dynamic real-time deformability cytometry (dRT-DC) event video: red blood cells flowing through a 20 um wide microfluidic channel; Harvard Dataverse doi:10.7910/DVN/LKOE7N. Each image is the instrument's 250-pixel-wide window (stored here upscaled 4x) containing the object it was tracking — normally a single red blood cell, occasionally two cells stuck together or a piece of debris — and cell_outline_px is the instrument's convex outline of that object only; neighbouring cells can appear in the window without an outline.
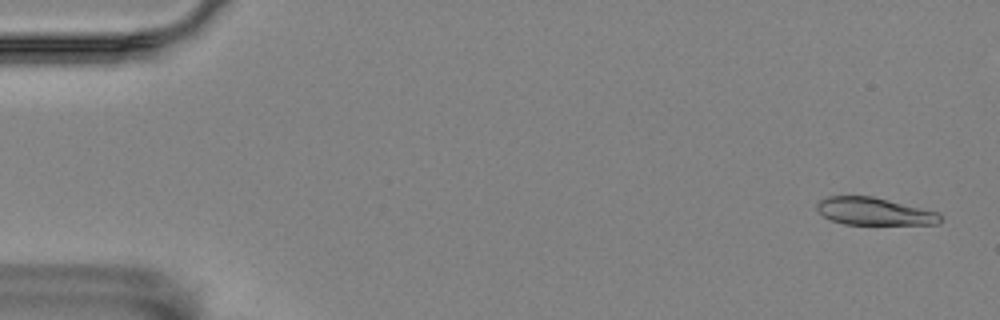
{"species": "Egyptian fruit bat (a non-hibernating species)", "species_latin": "Rousettus aegyptiacus", "temperature_condition": "room temperature", "stored_images_in_passage": 56, "camera_frame_rate_fps": 3000, "um_per_image_px": 0.085, "animal": {"sex": "female"}, "frame": {"image": 1, "passage_image": 2, "time_ms": 0.333, "image_size_px": [1000, 320], "cell_outline_px": [[940, 224], [844, 224], [832, 220], [824, 216], [816, 208], [816, 204], [820, 200], [828, 196], [872, 196], [940, 212]], "centroid_in_image_um": [74.32, 17.96], "position_along_channel_um": 10.7, "area_um2": 19.65}}
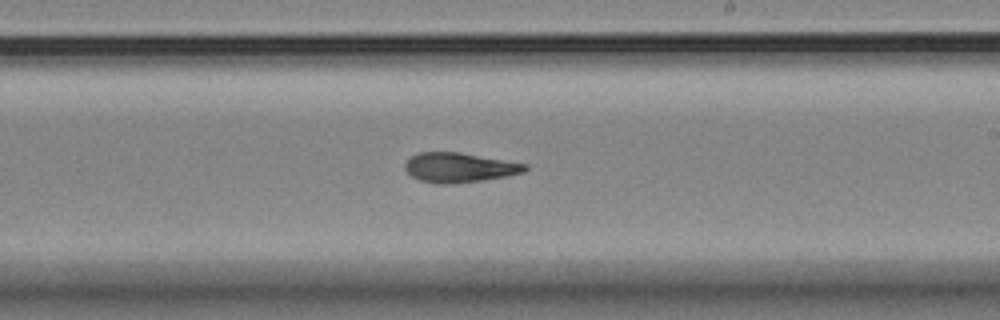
{"frame": {"image": 2, "passage_image": 33, "time_ms": 10.667, "image_size_px": [1000, 320], "cell_outline_px": [[528, 168], [524, 172], [484, 180], [452, 184], [436, 184], [420, 180], [412, 176], [404, 168], [404, 164], [412, 156], [420, 152], [460, 152], [528, 164]], "centroid_in_image_um": [39.04, 14.24], "position_along_channel_um": 250.0, "area_um2": 20.69}}
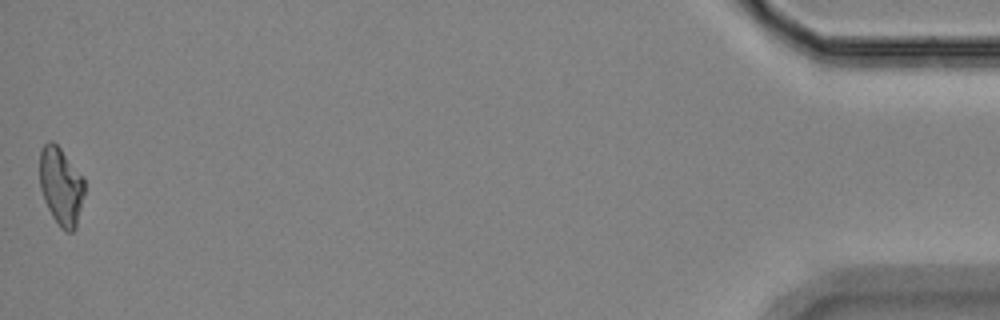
{"frame": {"image": 3, "passage_image": 56, "time_ms": 18.333, "image_size_px": [1000, 320], "cell_outline_px": [[84, 192], [76, 228], [72, 232], [64, 232], [60, 228], [52, 216], [44, 200], [40, 188], [40, 148], [48, 140], [52, 140], [60, 148], [84, 176]], "centroid_in_image_um": [5.18, 15.82], "position_along_channel_um": 430.0, "area_um2": 20.52}, "authors_computed_cell_mechanics": {"area_um2": 20.8658, "velocity_mm_per_s": 3.535, "shape_relaxation_time_tau1_ms": 10.1613, "shape_relaxation_time_tau2_ms": 7.1494, "deformation_change_tau1": 0.2619, "deformation_change_tau2": 0.1296}}